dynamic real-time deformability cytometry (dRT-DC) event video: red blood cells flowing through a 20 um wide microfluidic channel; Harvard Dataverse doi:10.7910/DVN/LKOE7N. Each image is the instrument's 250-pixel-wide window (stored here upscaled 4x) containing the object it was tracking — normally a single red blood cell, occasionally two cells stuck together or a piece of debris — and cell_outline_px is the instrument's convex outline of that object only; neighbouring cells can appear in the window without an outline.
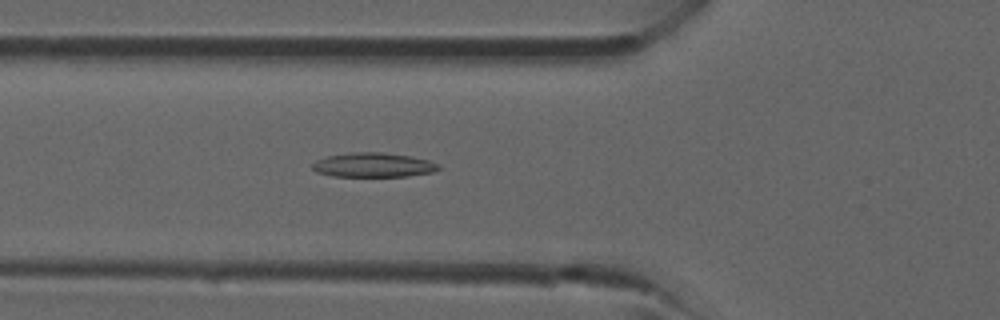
{"species": "common noctule bat (a hibernating species)", "species_latin": "Nyctalus noctula", "temperature_condition": "room temperature", "stored_images_in_passage": 42, "camera_frame_rate_fps": 3000, "um_per_image_px": 0.085, "animal": {"sex": "male", "forearm_length_mm": 52.5}, "frame": {"image": 1, "passage_image": 15, "time_ms": 4.667, "image_size_px": [1000, 320], "cell_outline_px": [[440, 168], [432, 172], [408, 176], [332, 176], [316, 172], [312, 168], [312, 164], [316, 160], [328, 156], [352, 152], [384, 152], [412, 156], [428, 160], [440, 164]], "centroid_in_image_um": [31.74, 14.02], "position_along_channel_um": 94.1, "area_um2": 17.98}}
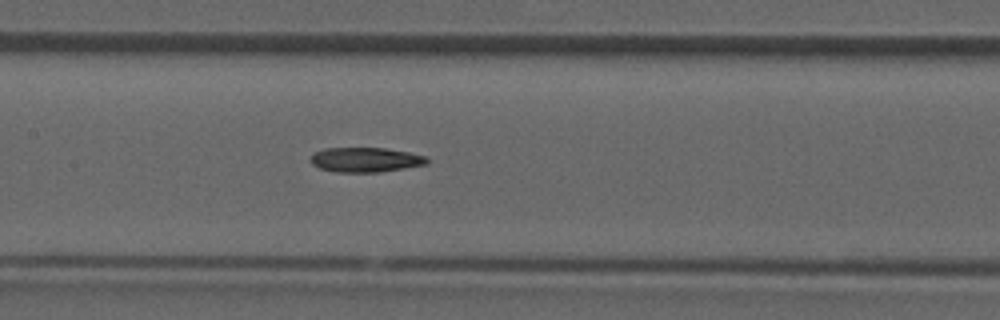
{"frame": {"image": 2, "passage_image": 20, "time_ms": 6.333, "image_size_px": [1000, 320], "cell_outline_px": [[428, 164], [380, 172], [336, 172], [320, 168], [312, 164], [312, 152], [324, 148], [384, 148], [408, 152], [424, 156], [428, 160]], "centroid_in_image_um": [31.05, 13.58], "position_along_channel_um": 176.4, "area_um2": 16.65}}
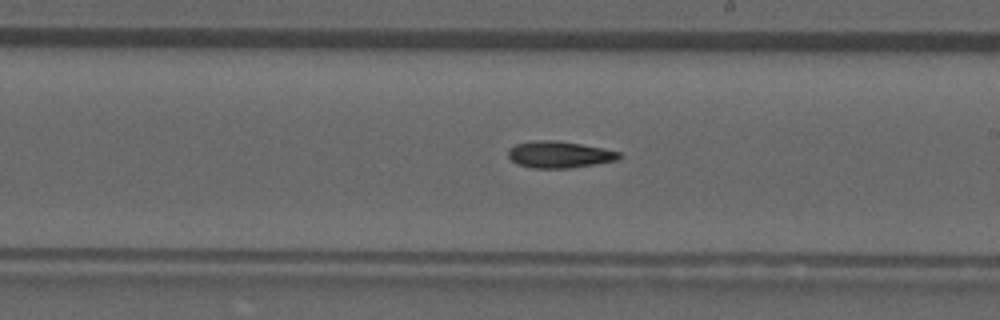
{"frame": {"image": 3, "passage_image": 24, "time_ms": 7.667, "image_size_px": [1000, 320], "cell_outline_px": [[624, 156], [616, 160], [596, 164], [568, 168], [532, 168], [516, 164], [508, 156], [508, 148], [516, 144], [540, 140], [552, 140], [580, 144], [604, 148], [620, 152]], "centroid_in_image_um": [47.55, 13.14], "position_along_channel_um": 241.4, "area_um2": 17.22}}